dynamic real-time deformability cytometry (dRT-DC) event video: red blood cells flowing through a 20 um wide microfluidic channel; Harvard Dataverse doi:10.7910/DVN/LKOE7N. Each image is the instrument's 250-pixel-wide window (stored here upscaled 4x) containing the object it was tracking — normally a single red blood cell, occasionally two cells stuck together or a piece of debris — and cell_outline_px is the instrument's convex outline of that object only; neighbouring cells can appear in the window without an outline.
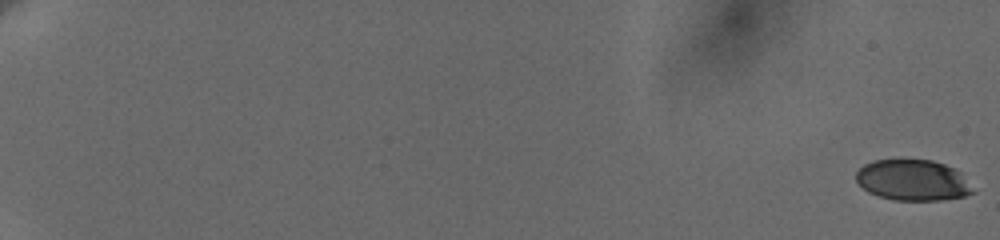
{"species": "human", "species_latin": "Homo sapiens", "temperature_condition": "cold", "stored_images_in_passage": 9, "camera_frame_rate_fps": 3000, "um_per_image_px": 0.085, "donor": {"sex": "female"}, "frame": {"image": 1, "passage_image": 1, "time_ms": 0.0, "image_size_px": [1000, 240], "cell_outline_px": [[976, 192], [964, 196], [940, 200], [896, 200], [880, 196], [868, 192], [856, 180], [856, 172], [864, 164], [872, 160], [932, 160], [956, 168], [960, 172]], "centroid_in_image_um": [77.6, 15.31], "position_along_channel_um": 7.4, "area_um2": 27.74}}
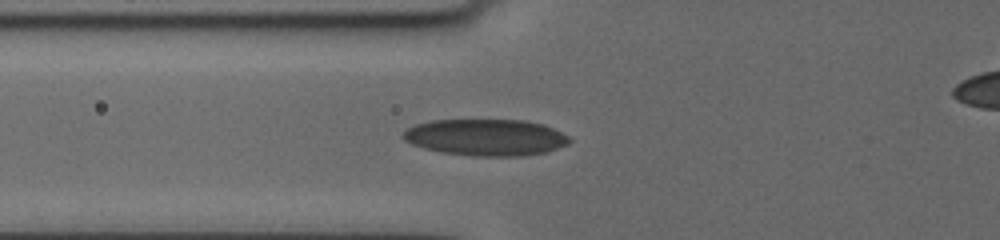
{"frame": {"image": 2, "passage_image": 9, "time_ms": 8.667, "image_size_px": [1000, 240], "cell_outline_px": [[572, 140], [568, 144], [548, 152], [524, 156], [472, 156], [440, 152], [424, 148], [412, 144], [404, 140], [404, 132], [408, 128], [416, 124], [432, 120], [524, 120], [540, 124], [552, 128], [568, 136]], "centroid_in_image_um": [41.31, 11.68], "position_along_channel_um": 84.5, "area_um2": 35.43}}